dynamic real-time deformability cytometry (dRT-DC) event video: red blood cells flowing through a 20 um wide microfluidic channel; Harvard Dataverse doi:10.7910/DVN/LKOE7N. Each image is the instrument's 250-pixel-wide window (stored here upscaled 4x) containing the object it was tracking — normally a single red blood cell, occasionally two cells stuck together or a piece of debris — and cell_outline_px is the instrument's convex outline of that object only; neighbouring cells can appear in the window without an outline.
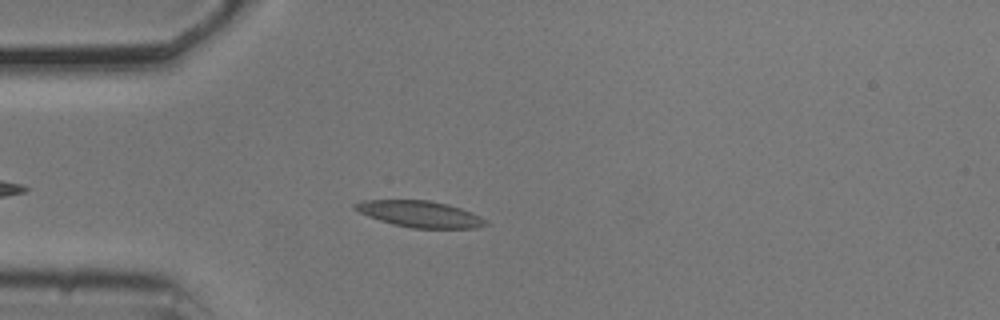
{"species": "common noctule bat (a hibernating species)", "species_latin": "Nyctalus noctula", "temperature_condition": "cold", "stored_images_in_passage": 31, "camera_frame_rate_fps": 3000, "um_per_image_px": 0.085, "animal": {"sex": "male", "body_mass_g": 20.5, "forearm_length_mm": 52.5}, "frame": {"image": 1, "passage_image": 7, "time_ms": 2.0, "image_size_px": [1000, 320], "cell_outline_px": [[488, 224], [476, 228], [412, 228], [392, 224], [368, 216], [352, 208], [352, 204], [364, 200], [428, 200], [448, 204], [472, 212], [488, 220]], "centroid_in_image_um": [35.7, 18.19], "position_along_channel_um": 49.3, "area_um2": 20.11}}
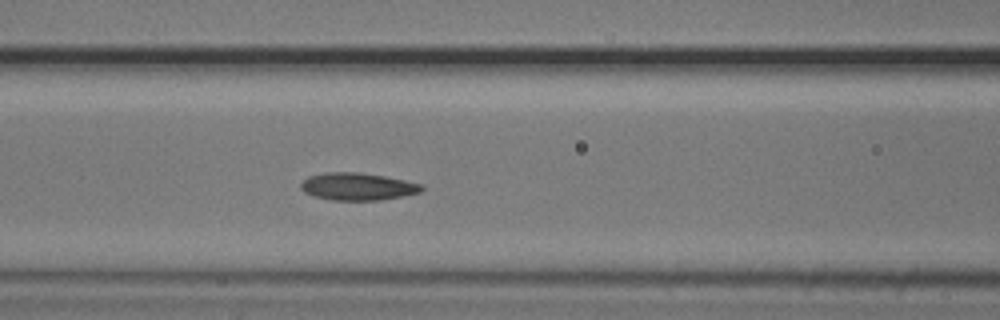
{"frame": {"image": 2, "passage_image": 15, "time_ms": 4.667, "image_size_px": [1000, 320], "cell_outline_px": [[424, 188], [420, 192], [380, 200], [332, 200], [316, 196], [304, 192], [300, 188], [300, 184], [308, 176], [324, 172], [360, 172], [384, 176], [424, 184]], "centroid_in_image_um": [30.39, 15.84], "position_along_channel_um": 136.2, "area_um2": 19.25}}
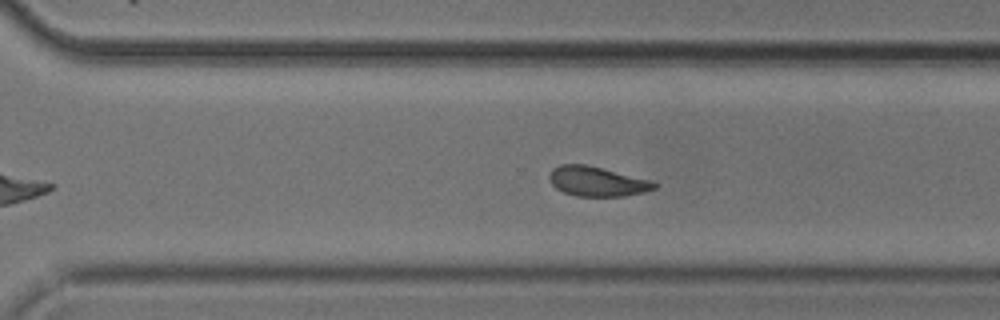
{"frame": {"image": 3, "passage_image": 30, "time_ms": 9.667, "image_size_px": [1000, 320], "cell_outline_px": [[656, 188], [644, 192], [624, 196], [576, 196], [564, 192], [556, 188], [552, 184], [548, 176], [552, 168], [560, 164], [588, 164], [652, 180], [656, 184]], "centroid_in_image_um": [50.74, 15.41], "position_along_channel_um": 319.9, "area_um2": 18.32}}